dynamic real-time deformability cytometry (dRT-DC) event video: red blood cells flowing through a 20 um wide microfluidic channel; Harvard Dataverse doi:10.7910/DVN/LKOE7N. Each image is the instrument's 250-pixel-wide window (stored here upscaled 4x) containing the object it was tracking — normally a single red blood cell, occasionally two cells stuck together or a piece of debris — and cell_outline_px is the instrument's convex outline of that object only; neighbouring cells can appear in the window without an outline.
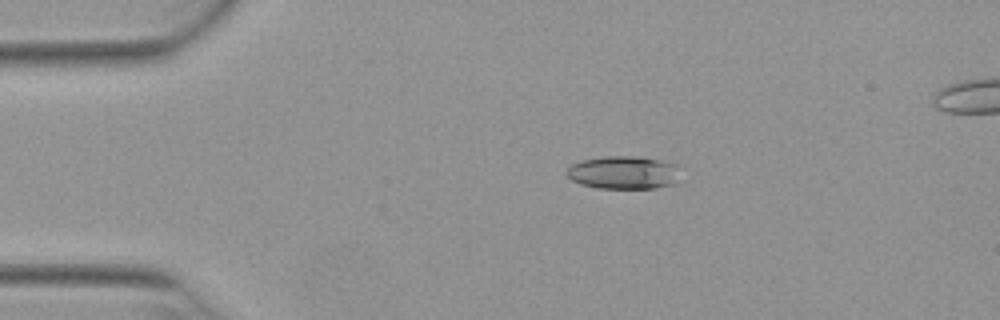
{"species": "Egyptian fruit bat (a non-hibernating species)", "species_latin": "Rousettus aegyptiacus", "temperature_condition": "warm", "stored_images_in_passage": 43, "camera_frame_rate_fps": 3000, "um_per_image_px": 0.085, "animal": {"sex": "female"}, "frame": {"image": 1, "passage_image": 1, "time_ms": 0.0, "image_size_px": [1000, 320], "cell_outline_px": [[680, 164], [676, 184], [656, 188], [596, 188], [580, 184], [572, 180], [564, 172], [572, 164], [580, 160], [604, 156], [632, 156]], "centroid_in_image_um": [53.0, 14.67], "position_along_channel_um": 32.0, "area_um2": 22.08}}
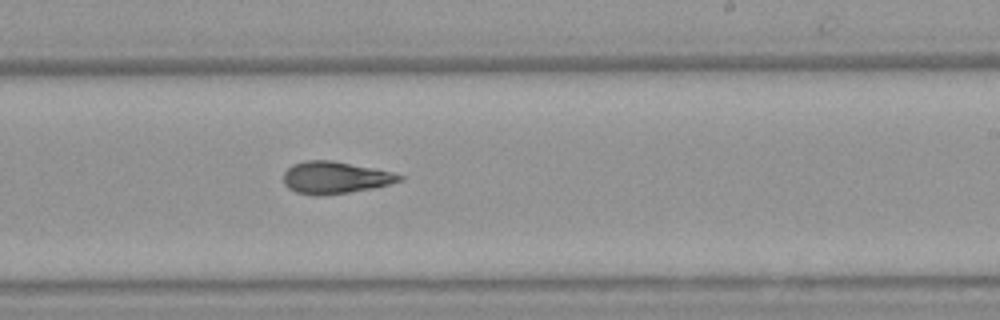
{"frame": {"image": 2, "passage_image": 22, "time_ms": 7.0, "image_size_px": [1000, 320], "cell_outline_px": [[404, 180], [372, 188], [348, 192], [296, 192], [288, 188], [284, 184], [284, 172], [292, 164], [304, 160], [332, 160], [392, 172], [404, 176]], "centroid_in_image_um": [28.5, 15.04], "position_along_channel_um": 260.5, "area_um2": 20.81}}
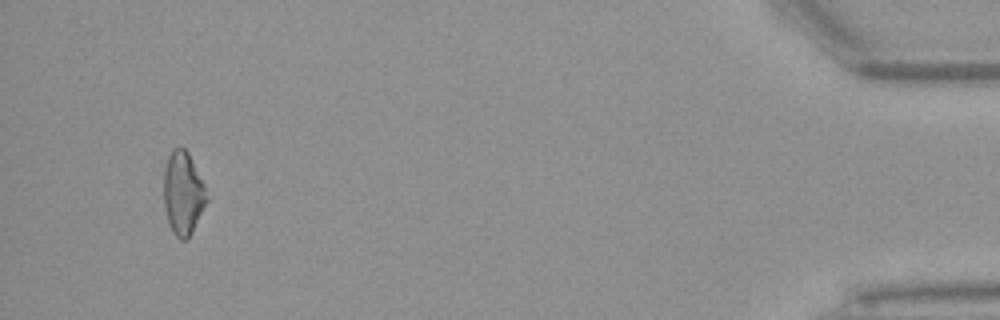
{"frame": {"image": 3, "passage_image": 40, "time_ms": 13.0, "image_size_px": [1000, 320], "cell_outline_px": [[208, 200], [192, 232], [184, 240], [180, 240], [172, 232], [168, 224], [164, 204], [164, 168], [168, 156], [172, 148], [184, 148], [188, 152], [204, 184]], "centroid_in_image_um": [15.55, 16.43], "position_along_channel_um": 419.7, "area_um2": 20.75}}